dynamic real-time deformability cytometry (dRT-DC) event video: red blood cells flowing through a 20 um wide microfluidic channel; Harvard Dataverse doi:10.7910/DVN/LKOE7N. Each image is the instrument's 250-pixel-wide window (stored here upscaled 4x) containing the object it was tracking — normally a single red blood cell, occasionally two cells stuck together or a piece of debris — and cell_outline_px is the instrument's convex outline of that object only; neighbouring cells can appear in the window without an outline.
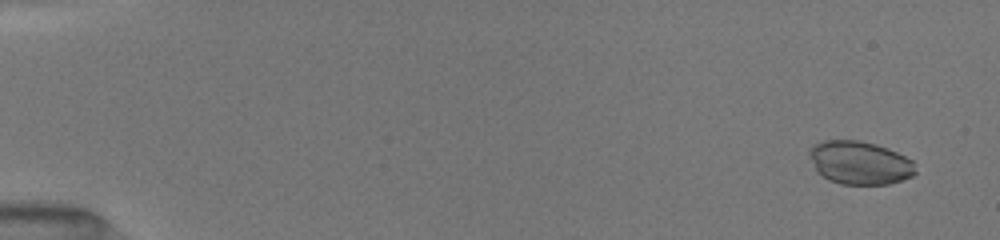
{"species": "common noctule bat (a hibernating species)", "species_latin": "Nyctalus noctula", "temperature_condition": "room temperature", "stored_images_in_passage": 25, "camera_frame_rate_fps": 3000, "um_per_image_px": 0.085, "animal": {"sex": "female", "body_mass_g": 19.5, "forearm_length_mm": 54.1}, "frame": {"image": 1, "passage_image": 1, "time_ms": 0.0, "image_size_px": [1000, 240], "cell_outline_px": [[916, 172], [912, 176], [888, 184], [840, 184], [828, 180], [816, 172], [808, 152], [808, 148], [824, 140], [856, 140], [876, 144], [888, 148], [912, 160]], "centroid_in_image_um": [73.04, 13.83], "position_along_channel_um": 12.0, "area_um2": 26.76}}
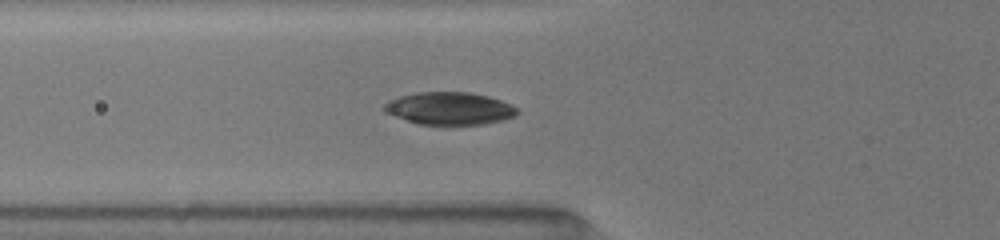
{"frame": {"image": 2, "passage_image": 16, "time_ms": 5.667, "image_size_px": [1000, 240], "cell_outline_px": [[520, 112], [516, 116], [504, 120], [484, 124], [444, 128], [416, 124], [384, 112], [380, 108], [388, 100], [400, 96], [416, 92], [472, 92], [488, 96], [512, 104]], "centroid_in_image_um": [38.19, 9.26], "position_along_channel_um": 87.6, "area_um2": 26.47}}
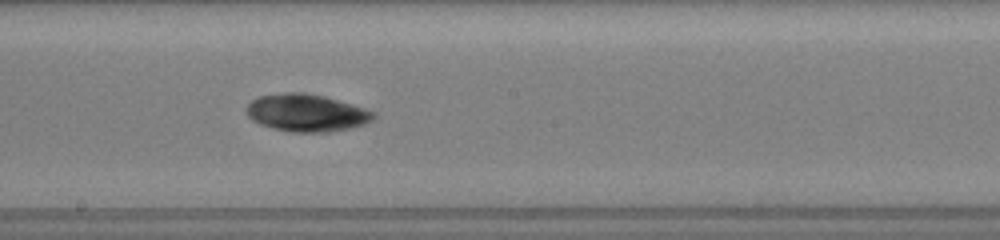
{"frame": {"image": 3, "passage_image": 25, "time_ms": 9.0, "image_size_px": [1000, 240], "cell_outline_px": [[376, 116], [372, 120], [364, 124], [352, 128], [328, 132], [292, 132], [272, 128], [260, 124], [252, 120], [248, 116], [244, 108], [252, 100], [260, 96], [284, 92], [304, 92], [324, 96], [352, 104], [376, 112]], "centroid_in_image_um": [26.05, 9.59], "position_along_channel_um": 222.2, "area_um2": 27.86}}